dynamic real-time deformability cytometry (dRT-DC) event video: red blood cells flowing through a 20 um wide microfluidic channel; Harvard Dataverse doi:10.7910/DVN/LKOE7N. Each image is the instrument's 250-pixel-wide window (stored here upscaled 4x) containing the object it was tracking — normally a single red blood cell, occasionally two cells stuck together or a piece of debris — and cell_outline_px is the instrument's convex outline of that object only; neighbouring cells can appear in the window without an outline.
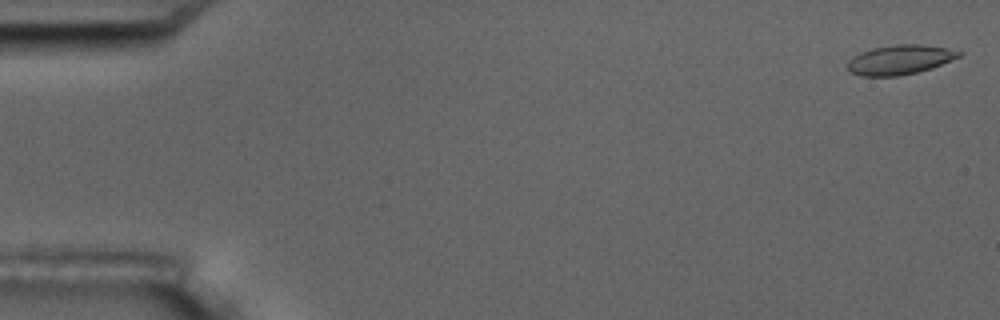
{"species": "common noctule bat (a hibernating species)", "species_latin": "Nyctalus noctula", "temperature_condition": "room temperature", "stored_images_in_passage": 5, "camera_frame_rate_fps": 3000, "um_per_image_px": 0.085, "animal": {"sex": "male", "body_mass_g": 17.5, "forearm_length_mm": 52.3}, "frame": {"image": 1, "passage_image": 1, "time_ms": 0.0, "image_size_px": [1000, 320], "cell_outline_px": [[964, 52], [960, 56], [932, 68], [900, 76], [860, 76], [848, 72], [848, 60], [852, 56], [860, 52], [872, 48], [896, 44], [920, 44], [948, 48]], "centroid_in_image_um": [76.46, 5.07], "position_along_channel_um": 8.5, "area_um2": 19.31}}
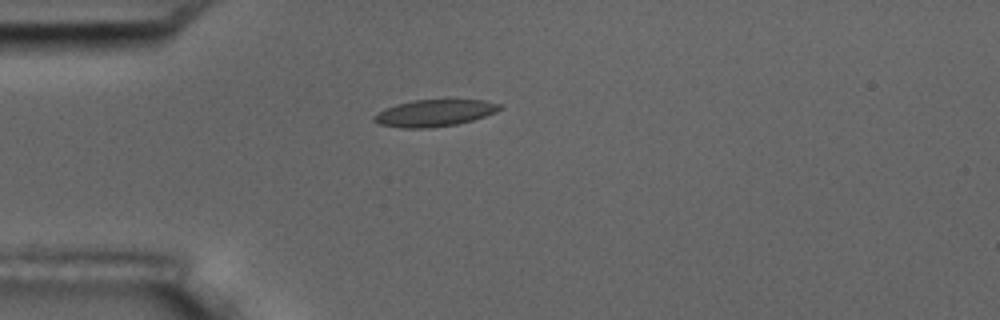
{"frame": {"image": 2, "passage_image": 5, "time_ms": 4.667, "image_size_px": [1000, 320], "cell_outline_px": [[504, 108], [496, 112], [472, 120], [456, 124], [432, 128], [400, 128], [380, 124], [372, 120], [372, 116], [384, 108], [396, 104], [412, 100], [484, 100], [500, 104]], "centroid_in_image_um": [36.9, 9.61], "position_along_channel_um": 48.1, "area_um2": 19.71}}